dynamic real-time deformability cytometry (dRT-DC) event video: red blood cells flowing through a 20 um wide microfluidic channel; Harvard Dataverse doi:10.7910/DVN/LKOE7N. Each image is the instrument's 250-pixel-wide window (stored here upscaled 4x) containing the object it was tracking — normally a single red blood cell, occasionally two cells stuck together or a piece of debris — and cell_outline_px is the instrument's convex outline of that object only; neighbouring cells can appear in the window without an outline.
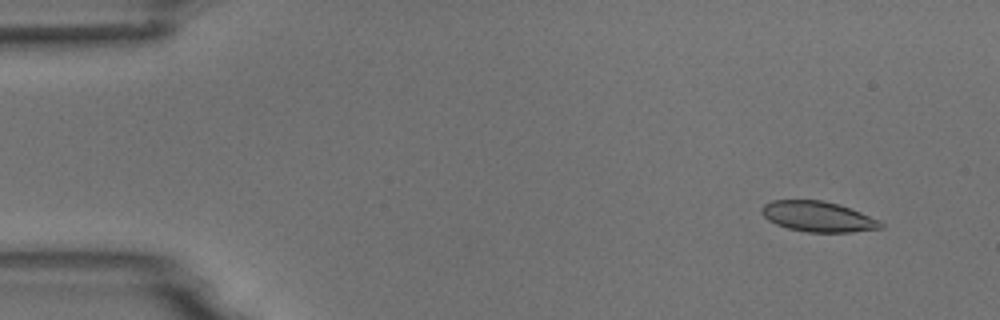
{"species": "common noctule bat (a hibernating species)", "species_latin": "Nyctalus noctula", "temperature_condition": "room temperature", "stored_images_in_passage": 5, "camera_frame_rate_fps": 3000, "um_per_image_px": 0.085, "animal": {"sex": "male", "body_mass_g": 18.8}, "frame": {"image": 1, "passage_image": 2, "time_ms": 0.333, "image_size_px": [1000, 320], "cell_outline_px": [[884, 228], [852, 232], [808, 232], [788, 228], [776, 224], [768, 220], [760, 212], [760, 208], [764, 204], [772, 200], [820, 200], [840, 204], [880, 220], [884, 224]], "centroid_in_image_um": [69.54, 18.41], "position_along_channel_um": 15.5, "area_um2": 21.21}}
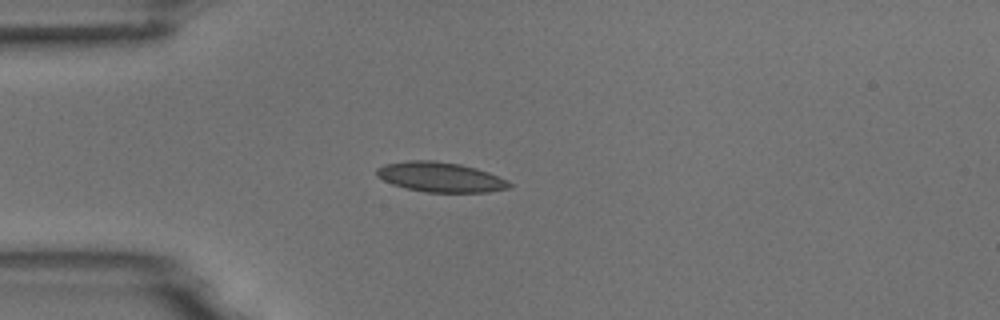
{"frame": {"image": 2, "passage_image": 4, "time_ms": 1.0, "image_size_px": [1000, 320], "cell_outline_px": [[512, 184], [508, 188], [488, 192], [424, 192], [404, 188], [392, 184], [376, 176], [376, 168], [384, 164], [408, 160], [432, 160], [460, 164], [476, 168], [488, 172], [508, 180]], "centroid_in_image_um": [37.41, 15.05], "position_along_channel_um": 47.6, "area_um2": 23.18}}